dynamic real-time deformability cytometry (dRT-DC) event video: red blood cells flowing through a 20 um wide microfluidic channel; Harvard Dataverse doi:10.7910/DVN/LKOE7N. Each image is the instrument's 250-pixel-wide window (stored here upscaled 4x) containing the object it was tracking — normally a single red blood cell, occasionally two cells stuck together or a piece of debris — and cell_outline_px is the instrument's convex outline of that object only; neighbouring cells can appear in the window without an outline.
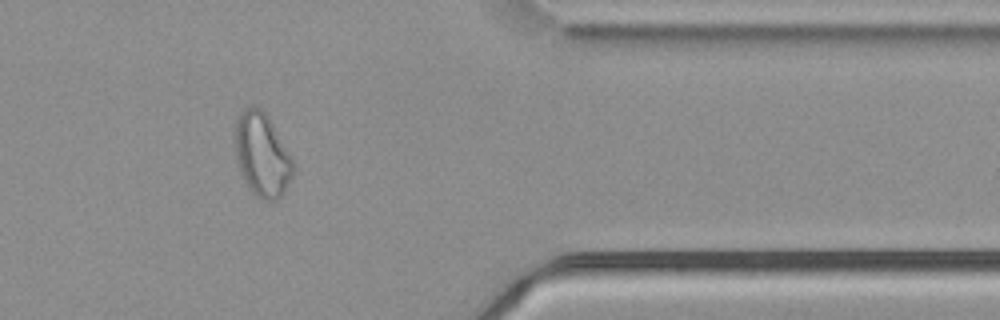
{"species": "common noctule bat (a hibernating species)", "species_latin": "Nyctalus noctula", "temperature_condition": "cold", "stored_images_in_passage": 47, "camera_frame_rate_fps": 3000, "um_per_image_px": 0.085, "animal": {"sex": "male", "body_mass_g": 21.5, "forearm_length_mm": 52.0}, "frame": {"image": 1, "passage_image": 40, "time_ms": 13.0, "image_size_px": [1000, 320], "cell_outline_px": [[292, 176], [284, 192], [276, 200], [264, 200], [256, 196], [252, 192], [244, 180], [240, 172], [236, 160], [236, 116], [248, 104], [256, 104], [268, 116], [292, 160]], "centroid_in_image_um": [22.24, 13.12], "position_along_channel_um": 389.2, "area_um2": 27.98}}